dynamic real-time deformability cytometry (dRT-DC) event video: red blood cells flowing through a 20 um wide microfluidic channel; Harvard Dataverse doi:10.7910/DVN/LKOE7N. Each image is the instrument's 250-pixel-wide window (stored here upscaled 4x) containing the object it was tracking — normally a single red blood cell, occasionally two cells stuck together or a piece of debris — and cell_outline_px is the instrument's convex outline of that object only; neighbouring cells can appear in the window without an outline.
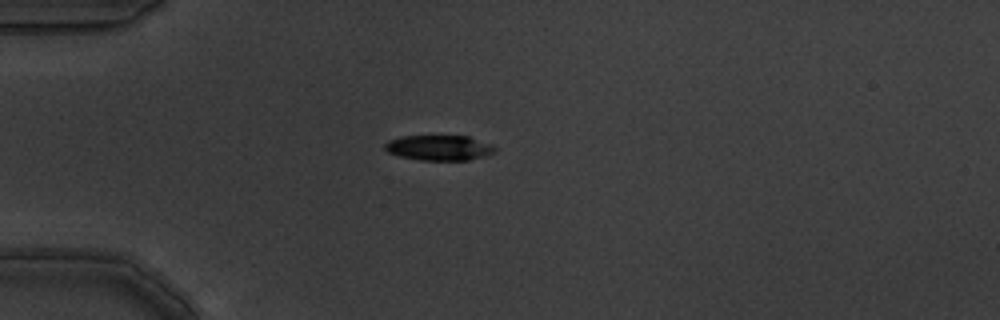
{"species": "common noctule bat (a hibernating species)", "species_latin": "Nyctalus noctula", "temperature_condition": "warm", "stored_images_in_passage": 12, "camera_frame_rate_fps": 3000, "um_per_image_px": 0.085, "animal": {"sex": "male", "body_mass_g": 19.5, "forearm_length_mm": 54.6}, "frame": {"image": 1, "passage_image": 1, "time_ms": 0.0, "image_size_px": [1000, 320], "cell_outline_px": [[496, 148], [492, 152], [484, 156], [468, 160], [420, 160], [400, 156], [388, 152], [384, 148], [384, 144], [388, 140], [400, 136], [468, 136], [492, 144]], "centroid_in_image_um": [37.29, 12.55], "position_along_channel_um": 47.7, "area_um2": 16.13}}
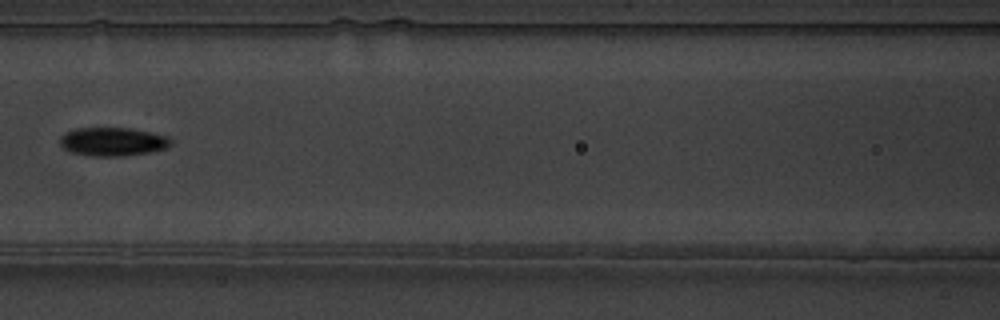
{"frame": {"image": 2, "passage_image": 4, "time_ms": 1.0, "image_size_px": [1000, 320], "cell_outline_px": [[172, 144], [168, 148], [148, 152], [124, 156], [92, 156], [72, 152], [64, 148], [60, 144], [60, 136], [64, 132], [76, 128], [132, 128], [168, 136], [172, 140]], "centroid_in_image_um": [9.6, 12.03], "position_along_channel_um": 157.0, "area_um2": 18.55}}
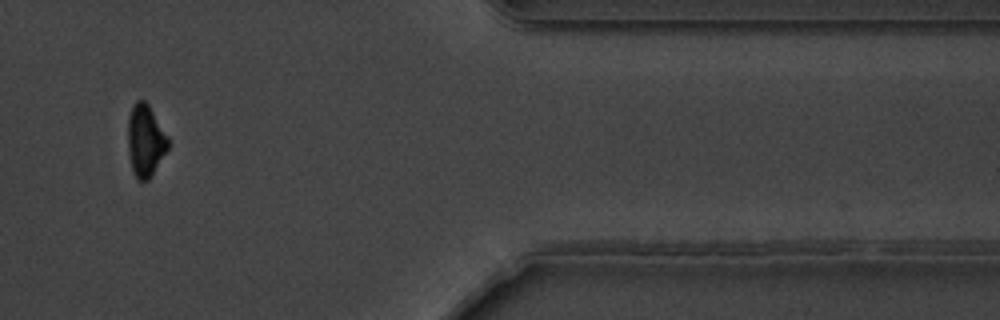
{"frame": {"image": 3, "passage_image": 10, "time_ms": 3.0, "image_size_px": [1000, 320], "cell_outline_px": [[168, 148], [152, 176], [148, 180], [136, 180], [132, 172], [128, 152], [128, 116], [132, 104], [136, 100], [144, 100], [148, 104], [168, 136]], "centroid_in_image_um": [12.34, 11.96], "position_along_channel_um": 399.1, "area_um2": 17.05}}